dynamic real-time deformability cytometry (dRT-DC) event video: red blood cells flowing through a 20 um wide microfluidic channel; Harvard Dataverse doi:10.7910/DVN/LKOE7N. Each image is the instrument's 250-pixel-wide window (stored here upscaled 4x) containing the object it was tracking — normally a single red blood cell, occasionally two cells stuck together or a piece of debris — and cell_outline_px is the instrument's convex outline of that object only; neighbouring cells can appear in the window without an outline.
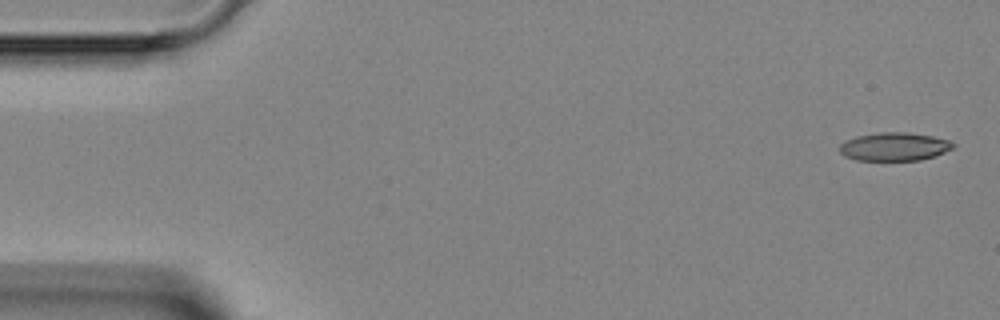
{"species": "Egyptian fruit bat (a non-hibernating species)", "species_latin": "Rousettus aegyptiacus", "temperature_condition": "room temperature", "stored_images_in_passage": 6, "camera_frame_rate_fps": 3000, "um_per_image_px": 0.085, "animal": {"sex": "female"}, "frame": {"image": 1, "passage_image": 1, "time_ms": 0.0, "image_size_px": [1000, 320], "cell_outline_px": [[956, 144], [952, 148], [944, 152], [920, 160], [856, 160], [844, 156], [840, 152], [840, 144], [844, 140], [856, 136], [880, 132], [904, 132], [932, 136], [948, 140]], "centroid_in_image_um": [75.98, 12.46], "position_along_channel_um": 9.0, "area_um2": 18.61}}